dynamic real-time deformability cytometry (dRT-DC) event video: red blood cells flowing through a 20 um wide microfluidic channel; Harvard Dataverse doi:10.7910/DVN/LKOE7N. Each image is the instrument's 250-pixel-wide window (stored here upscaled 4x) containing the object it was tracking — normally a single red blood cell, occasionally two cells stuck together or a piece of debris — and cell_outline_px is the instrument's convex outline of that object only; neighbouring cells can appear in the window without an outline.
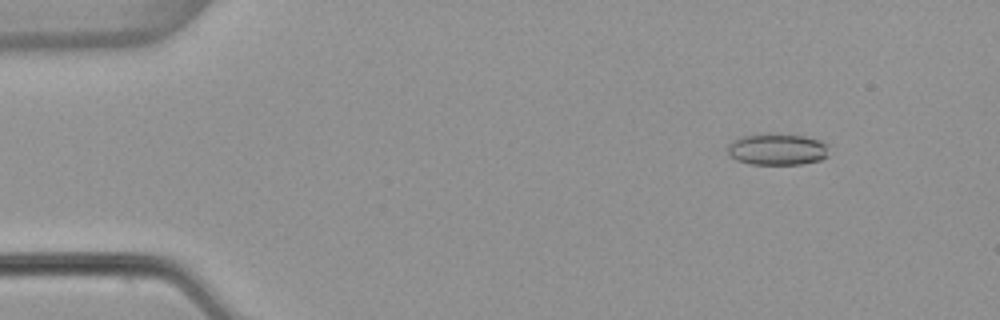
{"species": "common noctule bat (a hibernating species)", "species_latin": "Nyctalus noctula", "temperature_condition": "warm", "stored_images_in_passage": 53, "camera_frame_rate_fps": 3000, "um_per_image_px": 0.085, "animal": {"sex": "female", "body_mass_g": 22.7, "forearm_length_mm": 54.2}, "frame": {"image": 1, "passage_image": 6, "time_ms": 1.667, "image_size_px": [1000, 320], "cell_outline_px": [[828, 156], [820, 160], [804, 164], [752, 164], [736, 160], [728, 156], [728, 144], [732, 140], [752, 132], [768, 132], [804, 136], [820, 140], [828, 144]], "centroid_in_image_um": [66.03, 12.66], "position_along_channel_um": 19.0, "area_um2": 19.31}}
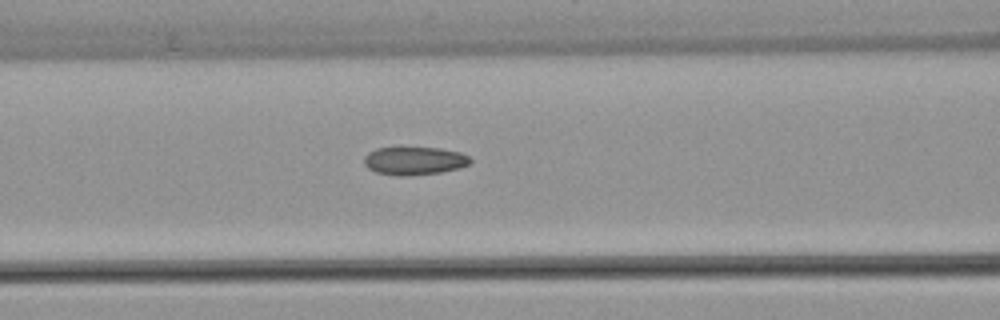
{"frame": {"image": 2, "passage_image": 22, "time_ms": 7.0, "image_size_px": [1000, 320], "cell_outline_px": [[472, 160], [468, 164], [460, 168], [440, 172], [408, 176], [396, 176], [376, 172], [368, 168], [364, 164], [364, 156], [368, 152], [376, 148], [440, 148], [460, 152], [468, 156]], "centroid_in_image_um": [35.2, 13.67], "position_along_channel_um": 131.4, "area_um2": 17.4}}
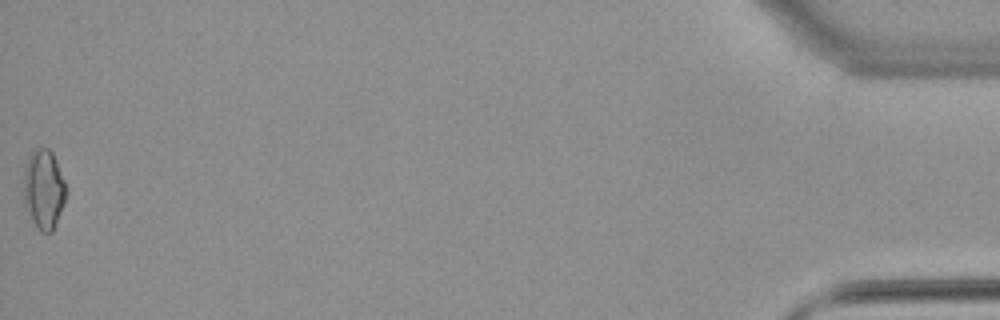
{"frame": {"image": 3, "passage_image": 53, "time_ms": 17.333, "image_size_px": [1000, 320], "cell_outline_px": [[68, 192], [64, 204], [52, 232], [40, 232], [32, 220], [24, 200], [24, 168], [28, 156], [36, 148], [48, 148], [52, 152], [64, 180]], "centroid_in_image_um": [3.73, 16.08], "position_along_channel_um": 431.5, "area_um2": 19.54}, "authors_computed_cell_mechanics": {"area_um2": 17.629, "velocity_mm_per_s": 3.8744, "shape_relaxation_time_tau1_ms": null, "shape_relaxation_time_tau2_ms": 2.3023, "deformation_change_tau1": null, "deformation_change_tau2": 0.0851}}